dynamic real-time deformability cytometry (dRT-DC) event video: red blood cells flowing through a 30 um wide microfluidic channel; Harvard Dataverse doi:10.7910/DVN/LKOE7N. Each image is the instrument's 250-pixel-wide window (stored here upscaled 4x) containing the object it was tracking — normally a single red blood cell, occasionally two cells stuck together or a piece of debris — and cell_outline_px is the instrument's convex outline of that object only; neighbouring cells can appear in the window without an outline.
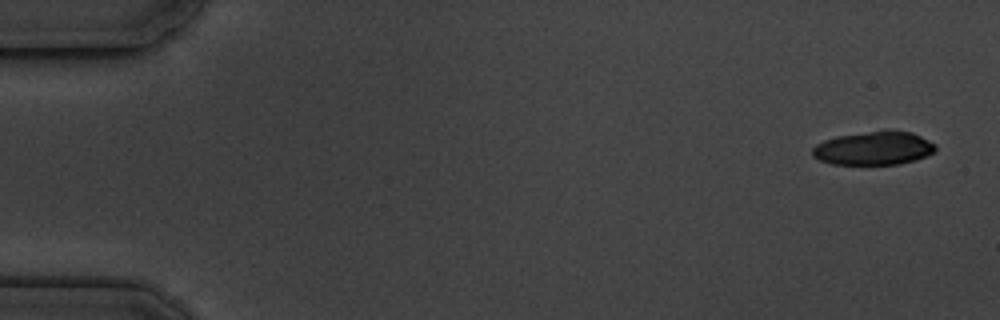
{"species": "common noctule bat (a hibernating species)", "species_latin": "Nyctalus noctula", "temperature_condition": "cold", "stored_images_in_passage": 5, "camera_frame_rate_fps": 3000, "um_per_image_px": 0.085, "animal": {"sex": "male", "body_mass_g": 19.5, "forearm_length_mm": 54.6}, "frame": {"image": 1, "passage_image": 1, "time_ms": 0.0, "image_size_px": [1000, 320], "cell_outline_px": [[936, 152], [916, 160], [900, 164], [832, 164], [820, 160], [812, 156], [812, 148], [816, 144], [824, 140], [836, 136], [888, 128], [912, 132], [936, 144]], "centroid_in_image_um": [74.3, 12.57], "position_along_channel_um": 10.7, "area_um2": 24.57}}
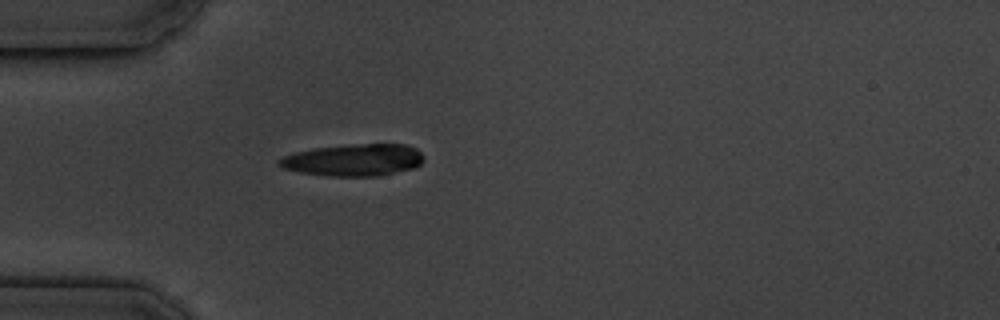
{"frame": {"image": 2, "passage_image": 5, "time_ms": 4.667, "image_size_px": [1000, 320], "cell_outline_px": [[424, 160], [420, 164], [412, 168], [376, 176], [328, 176], [300, 172], [284, 168], [276, 164], [276, 160], [284, 156], [296, 152], [312, 148], [352, 144], [408, 144], [416, 148], [420, 152]], "centroid_in_image_um": [30.03, 13.59], "position_along_channel_um": 55.0, "area_um2": 26.93}}